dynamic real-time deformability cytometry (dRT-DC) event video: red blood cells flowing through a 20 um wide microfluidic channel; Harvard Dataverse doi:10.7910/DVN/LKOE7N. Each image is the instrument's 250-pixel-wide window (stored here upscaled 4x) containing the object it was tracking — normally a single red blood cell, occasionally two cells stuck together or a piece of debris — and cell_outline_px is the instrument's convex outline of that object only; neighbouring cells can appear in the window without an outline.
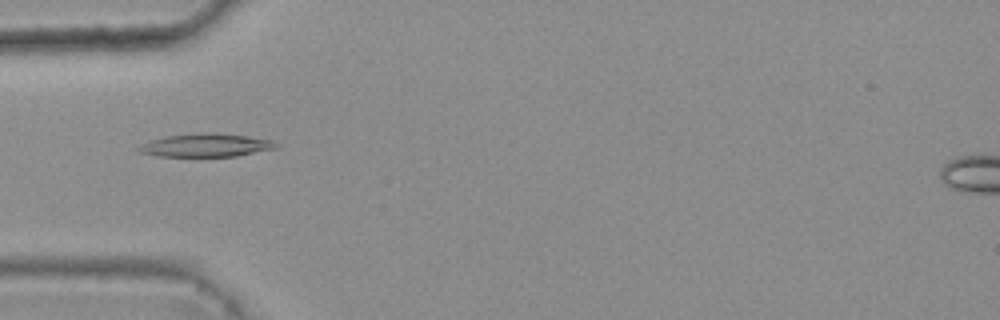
{"species": "common noctule bat (a hibernating species)", "species_latin": "Nyctalus noctula", "temperature_condition": "warm", "stored_images_in_passage": 5, "camera_frame_rate_fps": 3000, "um_per_image_px": 0.085, "animal": {"sex": "female", "body_mass_g": 25.1}, "frame": {"image": 1, "passage_image": 2, "time_ms": 0.333, "image_size_px": [1000, 320], "cell_outline_px": [[276, 148], [236, 156], [156, 156], [140, 152], [136, 148], [152, 140], [168, 136], [208, 132], [244, 136], [272, 140], [276, 144]], "centroid_in_image_um": [17.49, 12.35], "position_along_channel_um": 67.5, "area_um2": 18.03}}
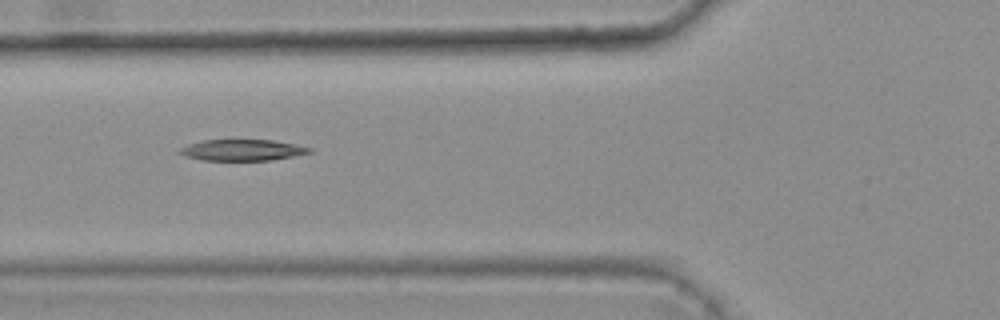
{"frame": {"image": 2, "passage_image": 3, "time_ms": 0.667, "image_size_px": [1000, 320], "cell_outline_px": [[312, 152], [272, 160], [200, 160], [184, 156], [176, 152], [180, 148], [188, 144], [204, 140], [272, 140], [312, 148]], "centroid_in_image_um": [20.53, 12.76], "position_along_channel_um": 105.3, "area_um2": 15.9}}
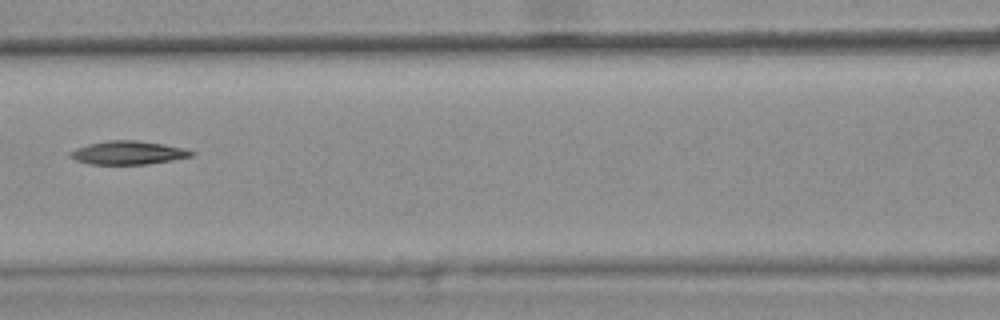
{"frame": {"image": 3, "passage_image": 4, "time_ms": 1.0, "image_size_px": [1000, 320], "cell_outline_px": [[196, 152], [192, 156], [172, 160], [148, 164], [88, 164], [76, 160], [68, 156], [68, 152], [76, 148], [88, 144], [108, 140], [136, 140], [164, 144], [184, 148]], "centroid_in_image_um": [10.87, 12.98], "position_along_channel_um": 155.7, "area_um2": 16.65}}